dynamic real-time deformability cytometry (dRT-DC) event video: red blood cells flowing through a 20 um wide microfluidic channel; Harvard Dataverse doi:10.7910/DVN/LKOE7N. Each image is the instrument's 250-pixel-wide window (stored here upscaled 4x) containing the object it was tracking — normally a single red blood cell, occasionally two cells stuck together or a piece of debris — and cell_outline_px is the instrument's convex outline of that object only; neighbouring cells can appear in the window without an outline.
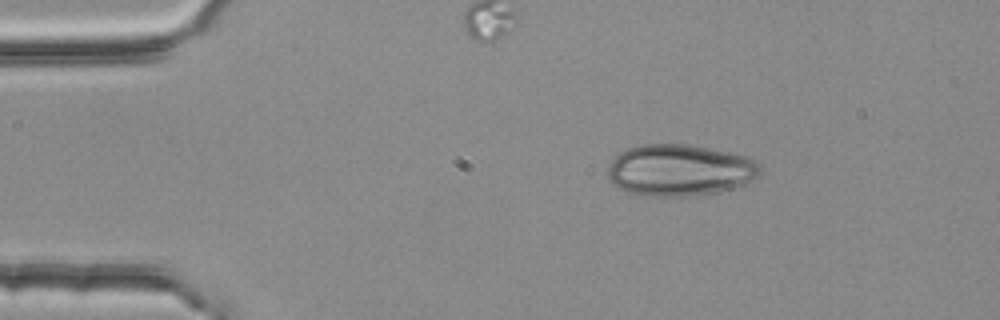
{"species": "common noctule bat (a hibernating species)", "species_latin": "Nyctalus noctula", "temperature_condition": "room temperature", "stored_images_in_passage": 3, "camera_frame_rate_fps": 3000, "um_per_image_px": 0.085, "animal": {"sex": "female", "body_mass_g": 25.1}, "frame": {"image": 1, "passage_image": 1, "time_ms": 0.0, "image_size_px": [1000, 320], "cell_outline_px": [[760, 176], [744, 184], [720, 192], [692, 196], [644, 196], [628, 192], [616, 188], [608, 180], [608, 168], [612, 160], [620, 152], [628, 148], [644, 144], [688, 144], [748, 156], [756, 160], [760, 164]], "centroid_in_image_um": [57.78, 14.47], "position_along_channel_um": 27.2, "area_um2": 46.24}}